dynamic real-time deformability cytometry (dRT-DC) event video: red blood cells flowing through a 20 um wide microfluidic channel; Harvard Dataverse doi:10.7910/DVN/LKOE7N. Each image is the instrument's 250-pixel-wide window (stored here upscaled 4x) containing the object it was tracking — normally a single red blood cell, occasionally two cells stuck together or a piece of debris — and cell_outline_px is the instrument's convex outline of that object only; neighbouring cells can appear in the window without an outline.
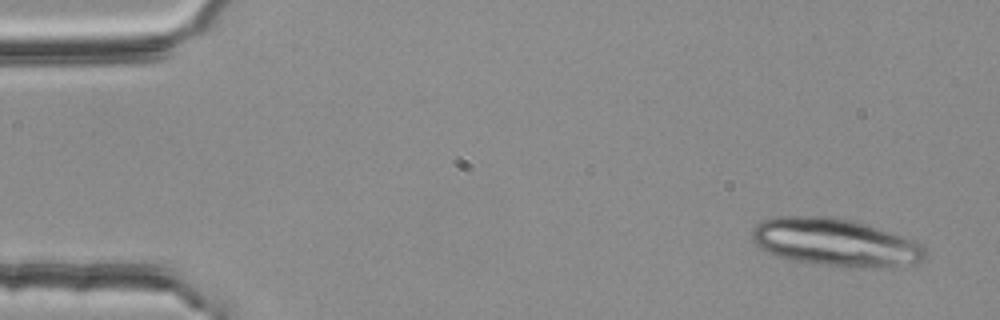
{"species": "common noctule bat (a hibernating species)", "species_latin": "Nyctalus noctula", "temperature_condition": "room temperature", "stored_images_in_passage": 20, "camera_frame_rate_fps": 3000, "um_per_image_px": 0.085, "animal": {"sex": "female", "body_mass_g": 25.1}, "frame": {"image": 1, "passage_image": 1, "time_ms": 0.0, "image_size_px": [1000, 320], "cell_outline_px": [[924, 256], [920, 260], [892, 268], [824, 264], [792, 260], [776, 256], [760, 248], [752, 240], [752, 228], [760, 220], [776, 216], [836, 216], [852, 220], [912, 240], [920, 244], [924, 248]], "centroid_in_image_um": [70.89, 20.57], "position_along_channel_um": 14.1, "area_um2": 47.4}}